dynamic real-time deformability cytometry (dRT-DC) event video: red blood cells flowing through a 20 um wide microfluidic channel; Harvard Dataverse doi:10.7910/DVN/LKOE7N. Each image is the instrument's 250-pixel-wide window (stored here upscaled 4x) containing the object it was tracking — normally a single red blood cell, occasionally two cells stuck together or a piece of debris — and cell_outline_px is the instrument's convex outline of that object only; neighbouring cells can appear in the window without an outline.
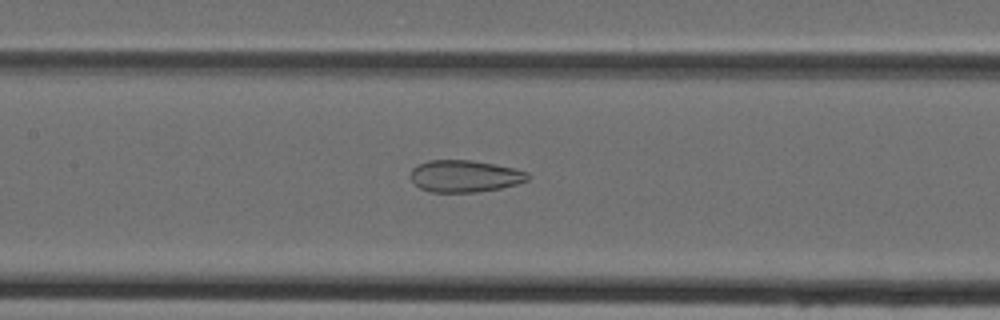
{"species": "Egyptian fruit bat (a non-hibernating species)", "species_latin": "Rousettus aegyptiacus", "temperature_condition": "cold", "stored_images_in_passage": 47, "camera_frame_rate_fps": 3000, "um_per_image_px": 0.085, "animal": {"sex": "female"}, "frame": {"image": 1, "passage_image": 22, "time_ms": 7.0, "image_size_px": [1000, 320], "cell_outline_px": [[528, 180], [516, 184], [500, 188], [476, 192], [432, 192], [420, 188], [412, 180], [412, 168], [428, 160], [472, 160], [516, 168], [528, 172]], "centroid_in_image_um": [39.53, 14.96], "position_along_channel_um": 167.9, "area_um2": 21.68}}
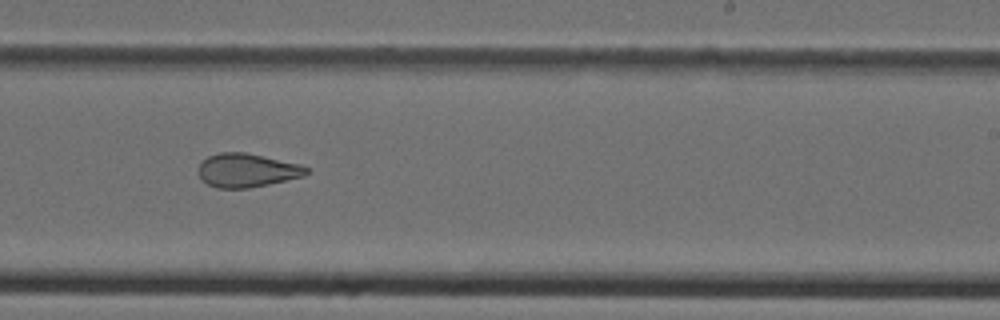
{"frame": {"image": 2, "passage_image": 29, "time_ms": 9.333, "image_size_px": [1000, 320], "cell_outline_px": [[308, 172], [304, 176], [268, 184], [248, 188], [216, 188], [200, 180], [196, 172], [196, 168], [200, 160], [208, 156], [220, 152], [244, 152], [300, 164], [308, 168]], "centroid_in_image_um": [20.9, 14.47], "position_along_channel_um": 268.1, "area_um2": 21.44}}
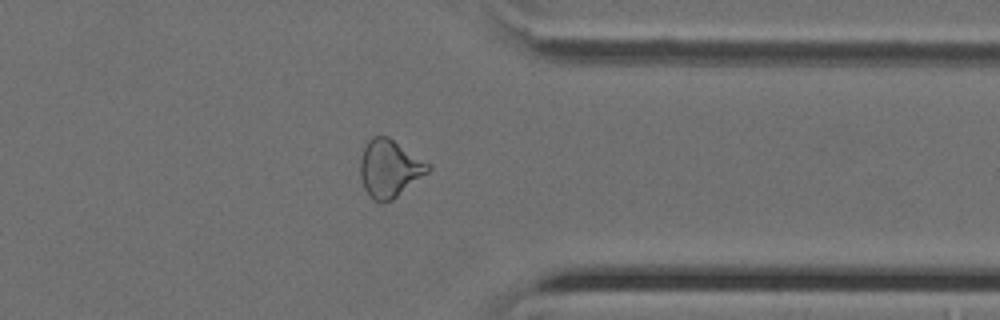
{"frame": {"image": 3, "passage_image": 37, "time_ms": 12.0, "image_size_px": [1000, 320], "cell_outline_px": [[432, 168], [428, 172], [392, 200], [384, 204], [380, 204], [372, 200], [368, 196], [364, 188], [360, 176], [360, 156], [368, 140], [372, 136], [388, 136], [432, 164]], "centroid_in_image_um": [33.1, 14.33], "position_along_channel_um": 378.3, "area_um2": 23.12}}